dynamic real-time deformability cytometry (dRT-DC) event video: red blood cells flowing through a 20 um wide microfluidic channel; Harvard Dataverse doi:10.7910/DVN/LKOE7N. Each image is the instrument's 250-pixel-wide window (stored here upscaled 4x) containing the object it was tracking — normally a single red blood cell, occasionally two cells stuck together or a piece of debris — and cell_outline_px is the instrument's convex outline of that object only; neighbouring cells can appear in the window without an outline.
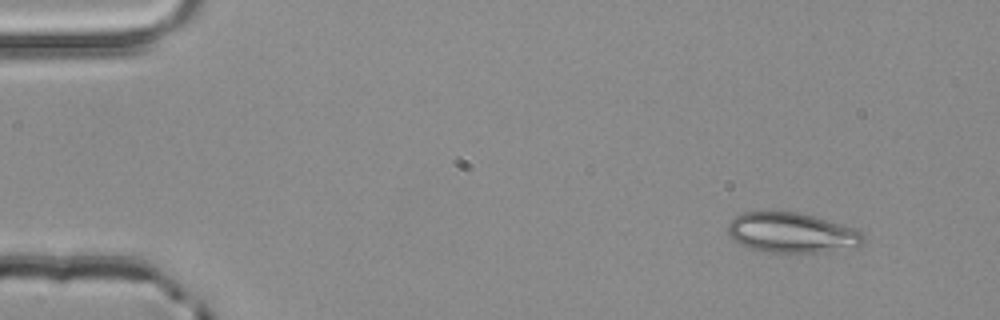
{"species": "common noctule bat (a hibernating species)", "species_latin": "Nyctalus noctula", "temperature_condition": "room temperature", "stored_images_in_passage": 3, "camera_frame_rate_fps": 3000, "um_per_image_px": 0.085, "animal": {"sex": "male", "body_mass_g": 20.4}, "frame": {"image": 1, "passage_image": 1, "time_ms": 0.0, "image_size_px": [1000, 320], "cell_outline_px": [[864, 240], [860, 244], [828, 252], [768, 252], [752, 248], [736, 240], [728, 232], [728, 224], [740, 212], [800, 212], [840, 224], [864, 232]], "centroid_in_image_um": [67.31, 19.77], "position_along_channel_um": 17.7, "area_um2": 30.98}}